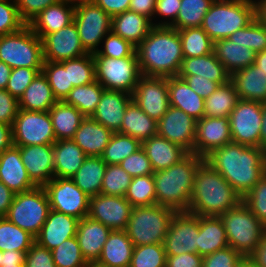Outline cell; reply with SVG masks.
Segmentation results:
<instances>
[{"label": "cell", "instance_id": "cell-1", "mask_svg": "<svg viewBox=\"0 0 266 267\" xmlns=\"http://www.w3.org/2000/svg\"><path fill=\"white\" fill-rule=\"evenodd\" d=\"M205 161L243 198L266 173V150L228 143L213 150Z\"/></svg>", "mask_w": 266, "mask_h": 267}, {"label": "cell", "instance_id": "cell-2", "mask_svg": "<svg viewBox=\"0 0 266 267\" xmlns=\"http://www.w3.org/2000/svg\"><path fill=\"white\" fill-rule=\"evenodd\" d=\"M141 75L178 76L183 61L181 39L177 29L154 26L136 47Z\"/></svg>", "mask_w": 266, "mask_h": 267}, {"label": "cell", "instance_id": "cell-3", "mask_svg": "<svg viewBox=\"0 0 266 267\" xmlns=\"http://www.w3.org/2000/svg\"><path fill=\"white\" fill-rule=\"evenodd\" d=\"M242 197L206 161L197 169L188 212L198 216H220L236 207Z\"/></svg>", "mask_w": 266, "mask_h": 267}, {"label": "cell", "instance_id": "cell-4", "mask_svg": "<svg viewBox=\"0 0 266 267\" xmlns=\"http://www.w3.org/2000/svg\"><path fill=\"white\" fill-rule=\"evenodd\" d=\"M205 158L188 153L175 165L152 174L155 182L156 204L175 212H187L193 192L194 177Z\"/></svg>", "mask_w": 266, "mask_h": 267}, {"label": "cell", "instance_id": "cell-5", "mask_svg": "<svg viewBox=\"0 0 266 267\" xmlns=\"http://www.w3.org/2000/svg\"><path fill=\"white\" fill-rule=\"evenodd\" d=\"M255 18L254 0L214 1L204 16L201 28L215 42L228 38Z\"/></svg>", "mask_w": 266, "mask_h": 267}, {"label": "cell", "instance_id": "cell-6", "mask_svg": "<svg viewBox=\"0 0 266 267\" xmlns=\"http://www.w3.org/2000/svg\"><path fill=\"white\" fill-rule=\"evenodd\" d=\"M174 214L171 208L158 204L135 206L125 229L127 236L134 246L164 243Z\"/></svg>", "mask_w": 266, "mask_h": 267}, {"label": "cell", "instance_id": "cell-7", "mask_svg": "<svg viewBox=\"0 0 266 267\" xmlns=\"http://www.w3.org/2000/svg\"><path fill=\"white\" fill-rule=\"evenodd\" d=\"M228 245L242 256H249L260 244L266 228L241 201L236 207L221 214Z\"/></svg>", "mask_w": 266, "mask_h": 267}, {"label": "cell", "instance_id": "cell-8", "mask_svg": "<svg viewBox=\"0 0 266 267\" xmlns=\"http://www.w3.org/2000/svg\"><path fill=\"white\" fill-rule=\"evenodd\" d=\"M0 61L12 69L43 68L42 39L28 25L18 32L0 36Z\"/></svg>", "mask_w": 266, "mask_h": 267}, {"label": "cell", "instance_id": "cell-9", "mask_svg": "<svg viewBox=\"0 0 266 267\" xmlns=\"http://www.w3.org/2000/svg\"><path fill=\"white\" fill-rule=\"evenodd\" d=\"M50 204L44 186L15 194L5 216L10 222L36 237L50 212Z\"/></svg>", "mask_w": 266, "mask_h": 267}, {"label": "cell", "instance_id": "cell-10", "mask_svg": "<svg viewBox=\"0 0 266 267\" xmlns=\"http://www.w3.org/2000/svg\"><path fill=\"white\" fill-rule=\"evenodd\" d=\"M93 58L96 80L105 90L124 91L133 94L136 84L142 76L137 52L132 56L119 59L105 56H93Z\"/></svg>", "mask_w": 266, "mask_h": 267}, {"label": "cell", "instance_id": "cell-11", "mask_svg": "<svg viewBox=\"0 0 266 267\" xmlns=\"http://www.w3.org/2000/svg\"><path fill=\"white\" fill-rule=\"evenodd\" d=\"M112 17L93 1L75 6L74 22L82 46L88 53H95L102 40L111 32Z\"/></svg>", "mask_w": 266, "mask_h": 267}, {"label": "cell", "instance_id": "cell-12", "mask_svg": "<svg viewBox=\"0 0 266 267\" xmlns=\"http://www.w3.org/2000/svg\"><path fill=\"white\" fill-rule=\"evenodd\" d=\"M15 146L48 145L56 140L49 112L18 110L12 124Z\"/></svg>", "mask_w": 266, "mask_h": 267}, {"label": "cell", "instance_id": "cell-13", "mask_svg": "<svg viewBox=\"0 0 266 267\" xmlns=\"http://www.w3.org/2000/svg\"><path fill=\"white\" fill-rule=\"evenodd\" d=\"M262 104L239 99L229 115L232 142L260 147Z\"/></svg>", "mask_w": 266, "mask_h": 267}, {"label": "cell", "instance_id": "cell-14", "mask_svg": "<svg viewBox=\"0 0 266 267\" xmlns=\"http://www.w3.org/2000/svg\"><path fill=\"white\" fill-rule=\"evenodd\" d=\"M51 210L81 220L88 216L89 199L71 178L54 177L44 186Z\"/></svg>", "mask_w": 266, "mask_h": 267}, {"label": "cell", "instance_id": "cell-15", "mask_svg": "<svg viewBox=\"0 0 266 267\" xmlns=\"http://www.w3.org/2000/svg\"><path fill=\"white\" fill-rule=\"evenodd\" d=\"M199 216L175 212L164 241L166 255L198 254Z\"/></svg>", "mask_w": 266, "mask_h": 267}, {"label": "cell", "instance_id": "cell-16", "mask_svg": "<svg viewBox=\"0 0 266 267\" xmlns=\"http://www.w3.org/2000/svg\"><path fill=\"white\" fill-rule=\"evenodd\" d=\"M132 99L150 118L158 122L170 106L168 78L142 75L136 84Z\"/></svg>", "mask_w": 266, "mask_h": 267}, {"label": "cell", "instance_id": "cell-17", "mask_svg": "<svg viewBox=\"0 0 266 267\" xmlns=\"http://www.w3.org/2000/svg\"><path fill=\"white\" fill-rule=\"evenodd\" d=\"M132 208L125 197L98 194L89 199L88 217L111 230H125Z\"/></svg>", "mask_w": 266, "mask_h": 267}, {"label": "cell", "instance_id": "cell-18", "mask_svg": "<svg viewBox=\"0 0 266 267\" xmlns=\"http://www.w3.org/2000/svg\"><path fill=\"white\" fill-rule=\"evenodd\" d=\"M197 121L181 109L169 106L157 122V135L180 145L188 153H194Z\"/></svg>", "mask_w": 266, "mask_h": 267}, {"label": "cell", "instance_id": "cell-19", "mask_svg": "<svg viewBox=\"0 0 266 267\" xmlns=\"http://www.w3.org/2000/svg\"><path fill=\"white\" fill-rule=\"evenodd\" d=\"M44 61L62 62L88 52L82 46L75 22L42 38Z\"/></svg>", "mask_w": 266, "mask_h": 267}, {"label": "cell", "instance_id": "cell-20", "mask_svg": "<svg viewBox=\"0 0 266 267\" xmlns=\"http://www.w3.org/2000/svg\"><path fill=\"white\" fill-rule=\"evenodd\" d=\"M231 142L229 117H203L197 121L194 154L205 158Z\"/></svg>", "mask_w": 266, "mask_h": 267}, {"label": "cell", "instance_id": "cell-21", "mask_svg": "<svg viewBox=\"0 0 266 267\" xmlns=\"http://www.w3.org/2000/svg\"><path fill=\"white\" fill-rule=\"evenodd\" d=\"M18 147L28 176L36 186H45L55 177L53 144Z\"/></svg>", "mask_w": 266, "mask_h": 267}, {"label": "cell", "instance_id": "cell-22", "mask_svg": "<svg viewBox=\"0 0 266 267\" xmlns=\"http://www.w3.org/2000/svg\"><path fill=\"white\" fill-rule=\"evenodd\" d=\"M78 223L79 219L74 216L50 210L44 225L35 237V242L52 250L63 241L76 236Z\"/></svg>", "mask_w": 266, "mask_h": 267}, {"label": "cell", "instance_id": "cell-23", "mask_svg": "<svg viewBox=\"0 0 266 267\" xmlns=\"http://www.w3.org/2000/svg\"><path fill=\"white\" fill-rule=\"evenodd\" d=\"M110 232L109 227L88 216L79 220L76 238L82 256L90 266H93L100 258Z\"/></svg>", "mask_w": 266, "mask_h": 267}, {"label": "cell", "instance_id": "cell-24", "mask_svg": "<svg viewBox=\"0 0 266 267\" xmlns=\"http://www.w3.org/2000/svg\"><path fill=\"white\" fill-rule=\"evenodd\" d=\"M132 95L124 91L104 90L91 118L113 133L118 132Z\"/></svg>", "mask_w": 266, "mask_h": 267}, {"label": "cell", "instance_id": "cell-25", "mask_svg": "<svg viewBox=\"0 0 266 267\" xmlns=\"http://www.w3.org/2000/svg\"><path fill=\"white\" fill-rule=\"evenodd\" d=\"M0 181L15 194L36 187L24 167L18 146L12 145L0 153Z\"/></svg>", "mask_w": 266, "mask_h": 267}, {"label": "cell", "instance_id": "cell-26", "mask_svg": "<svg viewBox=\"0 0 266 267\" xmlns=\"http://www.w3.org/2000/svg\"><path fill=\"white\" fill-rule=\"evenodd\" d=\"M75 6L58 1L48 6L27 25L39 37L59 31L74 21Z\"/></svg>", "mask_w": 266, "mask_h": 267}, {"label": "cell", "instance_id": "cell-27", "mask_svg": "<svg viewBox=\"0 0 266 267\" xmlns=\"http://www.w3.org/2000/svg\"><path fill=\"white\" fill-rule=\"evenodd\" d=\"M239 99L266 103V73L254 63L230 75Z\"/></svg>", "mask_w": 266, "mask_h": 267}, {"label": "cell", "instance_id": "cell-28", "mask_svg": "<svg viewBox=\"0 0 266 267\" xmlns=\"http://www.w3.org/2000/svg\"><path fill=\"white\" fill-rule=\"evenodd\" d=\"M142 148L150 160L154 172L175 165L188 154L180 145L172 143L159 135L144 140Z\"/></svg>", "mask_w": 266, "mask_h": 267}, {"label": "cell", "instance_id": "cell-29", "mask_svg": "<svg viewBox=\"0 0 266 267\" xmlns=\"http://www.w3.org/2000/svg\"><path fill=\"white\" fill-rule=\"evenodd\" d=\"M134 245L125 230H111L94 267H129Z\"/></svg>", "mask_w": 266, "mask_h": 267}, {"label": "cell", "instance_id": "cell-30", "mask_svg": "<svg viewBox=\"0 0 266 267\" xmlns=\"http://www.w3.org/2000/svg\"><path fill=\"white\" fill-rule=\"evenodd\" d=\"M169 104L181 109L196 121L204 117L205 99L193 91L183 78L168 77Z\"/></svg>", "mask_w": 266, "mask_h": 267}, {"label": "cell", "instance_id": "cell-31", "mask_svg": "<svg viewBox=\"0 0 266 267\" xmlns=\"http://www.w3.org/2000/svg\"><path fill=\"white\" fill-rule=\"evenodd\" d=\"M113 132L93 120L86 117L77 129L72 139L87 156H101L109 143Z\"/></svg>", "mask_w": 266, "mask_h": 267}, {"label": "cell", "instance_id": "cell-32", "mask_svg": "<svg viewBox=\"0 0 266 267\" xmlns=\"http://www.w3.org/2000/svg\"><path fill=\"white\" fill-rule=\"evenodd\" d=\"M152 21L139 13L127 10L111 19V32L137 47L153 28Z\"/></svg>", "mask_w": 266, "mask_h": 267}, {"label": "cell", "instance_id": "cell-33", "mask_svg": "<svg viewBox=\"0 0 266 267\" xmlns=\"http://www.w3.org/2000/svg\"><path fill=\"white\" fill-rule=\"evenodd\" d=\"M87 155L72 140H57L53 143L55 177L71 178L81 167Z\"/></svg>", "mask_w": 266, "mask_h": 267}, {"label": "cell", "instance_id": "cell-34", "mask_svg": "<svg viewBox=\"0 0 266 267\" xmlns=\"http://www.w3.org/2000/svg\"><path fill=\"white\" fill-rule=\"evenodd\" d=\"M228 246L220 216H199L198 254L204 257Z\"/></svg>", "mask_w": 266, "mask_h": 267}, {"label": "cell", "instance_id": "cell-35", "mask_svg": "<svg viewBox=\"0 0 266 267\" xmlns=\"http://www.w3.org/2000/svg\"><path fill=\"white\" fill-rule=\"evenodd\" d=\"M178 75H198L220 85L230 80V74L214 52L198 57H184Z\"/></svg>", "mask_w": 266, "mask_h": 267}, {"label": "cell", "instance_id": "cell-36", "mask_svg": "<svg viewBox=\"0 0 266 267\" xmlns=\"http://www.w3.org/2000/svg\"><path fill=\"white\" fill-rule=\"evenodd\" d=\"M213 52L230 75L252 65L256 56L253 50L228 38L215 41Z\"/></svg>", "mask_w": 266, "mask_h": 267}, {"label": "cell", "instance_id": "cell-37", "mask_svg": "<svg viewBox=\"0 0 266 267\" xmlns=\"http://www.w3.org/2000/svg\"><path fill=\"white\" fill-rule=\"evenodd\" d=\"M18 101L20 109L41 112H49L50 108L58 102L43 72L35 77Z\"/></svg>", "mask_w": 266, "mask_h": 267}, {"label": "cell", "instance_id": "cell-38", "mask_svg": "<svg viewBox=\"0 0 266 267\" xmlns=\"http://www.w3.org/2000/svg\"><path fill=\"white\" fill-rule=\"evenodd\" d=\"M118 132L143 142L157 135V121L150 118L132 99L126 107Z\"/></svg>", "mask_w": 266, "mask_h": 267}, {"label": "cell", "instance_id": "cell-39", "mask_svg": "<svg viewBox=\"0 0 266 267\" xmlns=\"http://www.w3.org/2000/svg\"><path fill=\"white\" fill-rule=\"evenodd\" d=\"M56 140L73 139L81 122L86 118L78 109L58 101L49 110Z\"/></svg>", "mask_w": 266, "mask_h": 267}, {"label": "cell", "instance_id": "cell-40", "mask_svg": "<svg viewBox=\"0 0 266 267\" xmlns=\"http://www.w3.org/2000/svg\"><path fill=\"white\" fill-rule=\"evenodd\" d=\"M106 166L100 156H87L71 179L87 196H96L101 192Z\"/></svg>", "mask_w": 266, "mask_h": 267}, {"label": "cell", "instance_id": "cell-41", "mask_svg": "<svg viewBox=\"0 0 266 267\" xmlns=\"http://www.w3.org/2000/svg\"><path fill=\"white\" fill-rule=\"evenodd\" d=\"M239 100L233 83L229 80L204 101V117H229Z\"/></svg>", "mask_w": 266, "mask_h": 267}, {"label": "cell", "instance_id": "cell-42", "mask_svg": "<svg viewBox=\"0 0 266 267\" xmlns=\"http://www.w3.org/2000/svg\"><path fill=\"white\" fill-rule=\"evenodd\" d=\"M105 88L96 80L88 85L73 87L64 102L74 106L85 117H91L96 111Z\"/></svg>", "mask_w": 266, "mask_h": 267}, {"label": "cell", "instance_id": "cell-43", "mask_svg": "<svg viewBox=\"0 0 266 267\" xmlns=\"http://www.w3.org/2000/svg\"><path fill=\"white\" fill-rule=\"evenodd\" d=\"M35 242V237L10 222L6 217H0V250H15L27 252Z\"/></svg>", "mask_w": 266, "mask_h": 267}, {"label": "cell", "instance_id": "cell-44", "mask_svg": "<svg viewBox=\"0 0 266 267\" xmlns=\"http://www.w3.org/2000/svg\"><path fill=\"white\" fill-rule=\"evenodd\" d=\"M141 147L140 140L130 135L114 132L100 157L107 165H118Z\"/></svg>", "mask_w": 266, "mask_h": 267}, {"label": "cell", "instance_id": "cell-45", "mask_svg": "<svg viewBox=\"0 0 266 267\" xmlns=\"http://www.w3.org/2000/svg\"><path fill=\"white\" fill-rule=\"evenodd\" d=\"M213 2L214 0H181L176 21L170 27L177 30L201 27Z\"/></svg>", "mask_w": 266, "mask_h": 267}, {"label": "cell", "instance_id": "cell-46", "mask_svg": "<svg viewBox=\"0 0 266 267\" xmlns=\"http://www.w3.org/2000/svg\"><path fill=\"white\" fill-rule=\"evenodd\" d=\"M184 57H198L213 53L214 41L201 27L178 30Z\"/></svg>", "mask_w": 266, "mask_h": 267}, {"label": "cell", "instance_id": "cell-47", "mask_svg": "<svg viewBox=\"0 0 266 267\" xmlns=\"http://www.w3.org/2000/svg\"><path fill=\"white\" fill-rule=\"evenodd\" d=\"M68 69L69 85L78 87L96 81L95 62L92 53L60 62Z\"/></svg>", "mask_w": 266, "mask_h": 267}, {"label": "cell", "instance_id": "cell-48", "mask_svg": "<svg viewBox=\"0 0 266 267\" xmlns=\"http://www.w3.org/2000/svg\"><path fill=\"white\" fill-rule=\"evenodd\" d=\"M124 197L133 207L156 204L155 182L153 176L133 177Z\"/></svg>", "mask_w": 266, "mask_h": 267}, {"label": "cell", "instance_id": "cell-49", "mask_svg": "<svg viewBox=\"0 0 266 267\" xmlns=\"http://www.w3.org/2000/svg\"><path fill=\"white\" fill-rule=\"evenodd\" d=\"M228 39L248 47L255 53L261 52L266 49V26L255 18L246 27L231 34Z\"/></svg>", "mask_w": 266, "mask_h": 267}, {"label": "cell", "instance_id": "cell-50", "mask_svg": "<svg viewBox=\"0 0 266 267\" xmlns=\"http://www.w3.org/2000/svg\"><path fill=\"white\" fill-rule=\"evenodd\" d=\"M51 253L56 267H90L82 256L76 236L63 241Z\"/></svg>", "mask_w": 266, "mask_h": 267}, {"label": "cell", "instance_id": "cell-51", "mask_svg": "<svg viewBox=\"0 0 266 267\" xmlns=\"http://www.w3.org/2000/svg\"><path fill=\"white\" fill-rule=\"evenodd\" d=\"M164 244L134 246L129 267H166Z\"/></svg>", "mask_w": 266, "mask_h": 267}, {"label": "cell", "instance_id": "cell-52", "mask_svg": "<svg viewBox=\"0 0 266 267\" xmlns=\"http://www.w3.org/2000/svg\"><path fill=\"white\" fill-rule=\"evenodd\" d=\"M42 72L48 79L54 97L64 101L73 88V85H69L68 69L60 62L44 61Z\"/></svg>", "mask_w": 266, "mask_h": 267}, {"label": "cell", "instance_id": "cell-53", "mask_svg": "<svg viewBox=\"0 0 266 267\" xmlns=\"http://www.w3.org/2000/svg\"><path fill=\"white\" fill-rule=\"evenodd\" d=\"M132 178L119 164L107 165L100 194L124 197Z\"/></svg>", "mask_w": 266, "mask_h": 267}, {"label": "cell", "instance_id": "cell-54", "mask_svg": "<svg viewBox=\"0 0 266 267\" xmlns=\"http://www.w3.org/2000/svg\"><path fill=\"white\" fill-rule=\"evenodd\" d=\"M136 47L122 37L109 32L102 40L100 48L93 53V56H105L108 58H124L132 56Z\"/></svg>", "mask_w": 266, "mask_h": 267}, {"label": "cell", "instance_id": "cell-55", "mask_svg": "<svg viewBox=\"0 0 266 267\" xmlns=\"http://www.w3.org/2000/svg\"><path fill=\"white\" fill-rule=\"evenodd\" d=\"M251 212L266 228V173L242 198Z\"/></svg>", "mask_w": 266, "mask_h": 267}, {"label": "cell", "instance_id": "cell-56", "mask_svg": "<svg viewBox=\"0 0 266 267\" xmlns=\"http://www.w3.org/2000/svg\"><path fill=\"white\" fill-rule=\"evenodd\" d=\"M27 25L20 17L14 0H0V36L12 34Z\"/></svg>", "mask_w": 266, "mask_h": 267}, {"label": "cell", "instance_id": "cell-57", "mask_svg": "<svg viewBox=\"0 0 266 267\" xmlns=\"http://www.w3.org/2000/svg\"><path fill=\"white\" fill-rule=\"evenodd\" d=\"M40 72H42V68L19 67L11 69V74L5 90L19 100L24 94L25 89Z\"/></svg>", "mask_w": 266, "mask_h": 267}, {"label": "cell", "instance_id": "cell-58", "mask_svg": "<svg viewBox=\"0 0 266 267\" xmlns=\"http://www.w3.org/2000/svg\"><path fill=\"white\" fill-rule=\"evenodd\" d=\"M131 177L152 175L154 170L143 148L123 159L119 164Z\"/></svg>", "mask_w": 266, "mask_h": 267}, {"label": "cell", "instance_id": "cell-59", "mask_svg": "<svg viewBox=\"0 0 266 267\" xmlns=\"http://www.w3.org/2000/svg\"><path fill=\"white\" fill-rule=\"evenodd\" d=\"M181 0H156L153 26L170 27L177 18Z\"/></svg>", "mask_w": 266, "mask_h": 267}, {"label": "cell", "instance_id": "cell-60", "mask_svg": "<svg viewBox=\"0 0 266 267\" xmlns=\"http://www.w3.org/2000/svg\"><path fill=\"white\" fill-rule=\"evenodd\" d=\"M242 255L230 246L203 257V267H234Z\"/></svg>", "mask_w": 266, "mask_h": 267}, {"label": "cell", "instance_id": "cell-61", "mask_svg": "<svg viewBox=\"0 0 266 267\" xmlns=\"http://www.w3.org/2000/svg\"><path fill=\"white\" fill-rule=\"evenodd\" d=\"M25 267H56L51 250L34 242L26 252Z\"/></svg>", "mask_w": 266, "mask_h": 267}, {"label": "cell", "instance_id": "cell-62", "mask_svg": "<svg viewBox=\"0 0 266 267\" xmlns=\"http://www.w3.org/2000/svg\"><path fill=\"white\" fill-rule=\"evenodd\" d=\"M21 19L28 24L48 6L60 0H14Z\"/></svg>", "mask_w": 266, "mask_h": 267}, {"label": "cell", "instance_id": "cell-63", "mask_svg": "<svg viewBox=\"0 0 266 267\" xmlns=\"http://www.w3.org/2000/svg\"><path fill=\"white\" fill-rule=\"evenodd\" d=\"M18 110V99L7 90H0V123L12 125Z\"/></svg>", "mask_w": 266, "mask_h": 267}, {"label": "cell", "instance_id": "cell-64", "mask_svg": "<svg viewBox=\"0 0 266 267\" xmlns=\"http://www.w3.org/2000/svg\"><path fill=\"white\" fill-rule=\"evenodd\" d=\"M183 78L190 88L195 91L199 96L206 99L209 97L218 87L219 83L211 81L207 78L199 77L198 75H178Z\"/></svg>", "mask_w": 266, "mask_h": 267}, {"label": "cell", "instance_id": "cell-65", "mask_svg": "<svg viewBox=\"0 0 266 267\" xmlns=\"http://www.w3.org/2000/svg\"><path fill=\"white\" fill-rule=\"evenodd\" d=\"M166 267H203V257L197 253L167 255Z\"/></svg>", "mask_w": 266, "mask_h": 267}, {"label": "cell", "instance_id": "cell-66", "mask_svg": "<svg viewBox=\"0 0 266 267\" xmlns=\"http://www.w3.org/2000/svg\"><path fill=\"white\" fill-rule=\"evenodd\" d=\"M111 17L121 14L129 9L131 0H92Z\"/></svg>", "mask_w": 266, "mask_h": 267}, {"label": "cell", "instance_id": "cell-67", "mask_svg": "<svg viewBox=\"0 0 266 267\" xmlns=\"http://www.w3.org/2000/svg\"><path fill=\"white\" fill-rule=\"evenodd\" d=\"M155 7L156 0H131L128 10L149 18L153 23Z\"/></svg>", "mask_w": 266, "mask_h": 267}, {"label": "cell", "instance_id": "cell-68", "mask_svg": "<svg viewBox=\"0 0 266 267\" xmlns=\"http://www.w3.org/2000/svg\"><path fill=\"white\" fill-rule=\"evenodd\" d=\"M15 193L0 181V217H5L12 205Z\"/></svg>", "mask_w": 266, "mask_h": 267}, {"label": "cell", "instance_id": "cell-69", "mask_svg": "<svg viewBox=\"0 0 266 267\" xmlns=\"http://www.w3.org/2000/svg\"><path fill=\"white\" fill-rule=\"evenodd\" d=\"M256 267H266V231L262 237L260 244L249 255Z\"/></svg>", "mask_w": 266, "mask_h": 267}, {"label": "cell", "instance_id": "cell-70", "mask_svg": "<svg viewBox=\"0 0 266 267\" xmlns=\"http://www.w3.org/2000/svg\"><path fill=\"white\" fill-rule=\"evenodd\" d=\"M13 145L12 125L0 123V153Z\"/></svg>", "mask_w": 266, "mask_h": 267}, {"label": "cell", "instance_id": "cell-71", "mask_svg": "<svg viewBox=\"0 0 266 267\" xmlns=\"http://www.w3.org/2000/svg\"><path fill=\"white\" fill-rule=\"evenodd\" d=\"M26 252L15 250L3 251L2 263H24Z\"/></svg>", "mask_w": 266, "mask_h": 267}, {"label": "cell", "instance_id": "cell-72", "mask_svg": "<svg viewBox=\"0 0 266 267\" xmlns=\"http://www.w3.org/2000/svg\"><path fill=\"white\" fill-rule=\"evenodd\" d=\"M254 2L256 19L266 26V0H254Z\"/></svg>", "mask_w": 266, "mask_h": 267}, {"label": "cell", "instance_id": "cell-73", "mask_svg": "<svg viewBox=\"0 0 266 267\" xmlns=\"http://www.w3.org/2000/svg\"><path fill=\"white\" fill-rule=\"evenodd\" d=\"M11 69L12 68L3 61H0V90H5L11 74Z\"/></svg>", "mask_w": 266, "mask_h": 267}, {"label": "cell", "instance_id": "cell-74", "mask_svg": "<svg viewBox=\"0 0 266 267\" xmlns=\"http://www.w3.org/2000/svg\"><path fill=\"white\" fill-rule=\"evenodd\" d=\"M260 148L266 150V103L262 104V125L260 133Z\"/></svg>", "mask_w": 266, "mask_h": 267}, {"label": "cell", "instance_id": "cell-75", "mask_svg": "<svg viewBox=\"0 0 266 267\" xmlns=\"http://www.w3.org/2000/svg\"><path fill=\"white\" fill-rule=\"evenodd\" d=\"M254 64L266 73V49L256 53Z\"/></svg>", "mask_w": 266, "mask_h": 267}, {"label": "cell", "instance_id": "cell-76", "mask_svg": "<svg viewBox=\"0 0 266 267\" xmlns=\"http://www.w3.org/2000/svg\"><path fill=\"white\" fill-rule=\"evenodd\" d=\"M234 267H256L249 256H242Z\"/></svg>", "mask_w": 266, "mask_h": 267}, {"label": "cell", "instance_id": "cell-77", "mask_svg": "<svg viewBox=\"0 0 266 267\" xmlns=\"http://www.w3.org/2000/svg\"><path fill=\"white\" fill-rule=\"evenodd\" d=\"M60 1L76 6V5L83 4V3H86L92 0H60Z\"/></svg>", "mask_w": 266, "mask_h": 267}, {"label": "cell", "instance_id": "cell-78", "mask_svg": "<svg viewBox=\"0 0 266 267\" xmlns=\"http://www.w3.org/2000/svg\"><path fill=\"white\" fill-rule=\"evenodd\" d=\"M2 267H25L24 263H2Z\"/></svg>", "mask_w": 266, "mask_h": 267}, {"label": "cell", "instance_id": "cell-79", "mask_svg": "<svg viewBox=\"0 0 266 267\" xmlns=\"http://www.w3.org/2000/svg\"><path fill=\"white\" fill-rule=\"evenodd\" d=\"M2 255H3V251L0 250V267H2Z\"/></svg>", "mask_w": 266, "mask_h": 267}]
</instances>
